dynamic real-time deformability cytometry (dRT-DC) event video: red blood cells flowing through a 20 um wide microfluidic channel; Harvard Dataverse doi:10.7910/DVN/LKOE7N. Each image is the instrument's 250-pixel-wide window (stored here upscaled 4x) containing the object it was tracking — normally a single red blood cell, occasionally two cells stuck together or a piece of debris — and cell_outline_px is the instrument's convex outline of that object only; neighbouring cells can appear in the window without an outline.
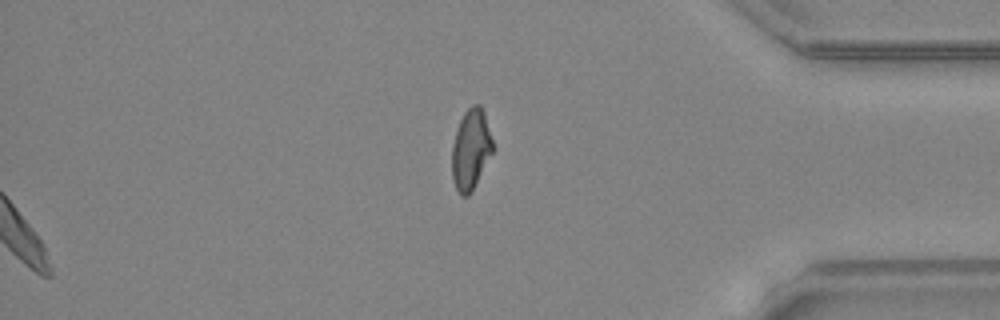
{"species": "common noctule bat (a hibernating species)", "species_latin": "Nyctalus noctula", "temperature_condition": "warm", "stored_images_in_passage": 39, "segment_of_instrument_passage": [2, 2], "camera_frame_rate_fps": 3000, "um_per_image_px": 0.085, "animal": {"sex": "female", "body_mass_g": 24.6, "forearm_length_mm": 56.2}, "frame": {"image": 1, "passage_image": 39, "time_ms": 12.667, "image_size_px": [1000, 320], "cell_outline_px": [[492, 152], [472, 192], [468, 196], [460, 196], [452, 180], [452, 144], [456, 128], [464, 112], [472, 104], [480, 104], [484, 112], [492, 140]], "centroid_in_image_um": [39.99, 12.71], "position_along_channel_um": 395.2, "area_um2": 19.13}}